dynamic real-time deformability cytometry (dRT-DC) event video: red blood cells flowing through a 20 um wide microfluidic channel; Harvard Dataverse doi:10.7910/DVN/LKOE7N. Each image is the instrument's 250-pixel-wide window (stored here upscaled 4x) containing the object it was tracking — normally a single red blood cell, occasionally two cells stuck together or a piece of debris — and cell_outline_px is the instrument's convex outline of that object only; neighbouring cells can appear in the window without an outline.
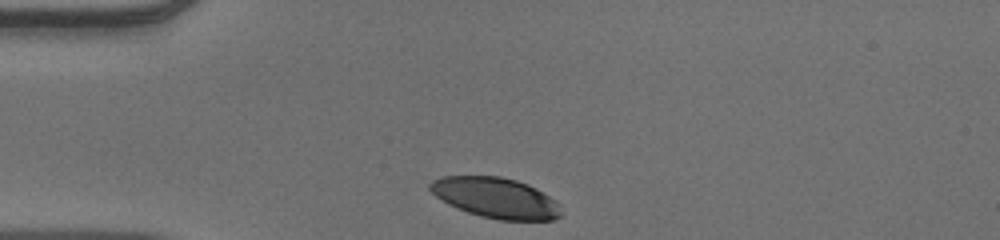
{"species": "human", "species_latin": "Homo sapiens", "temperature_condition": "warm", "stored_images_in_passage": 31, "camera_frame_rate_fps": 3000, "um_per_image_px": 0.085, "donor": {"sex": "male"}, "frame": {"image": 1, "passage_image": 1, "time_ms": 0.0, "image_size_px": [1000, 240], "cell_outline_px": [[560, 216], [552, 220], [500, 220], [480, 216], [456, 208], [448, 204], [436, 196], [428, 188], [428, 184], [432, 180], [440, 176], [500, 176], [516, 180], [528, 184], [536, 188], [556, 200], [560, 204]], "centroid_in_image_um": [42.13, 16.81], "position_along_channel_um": 42.9, "area_um2": 31.04}}
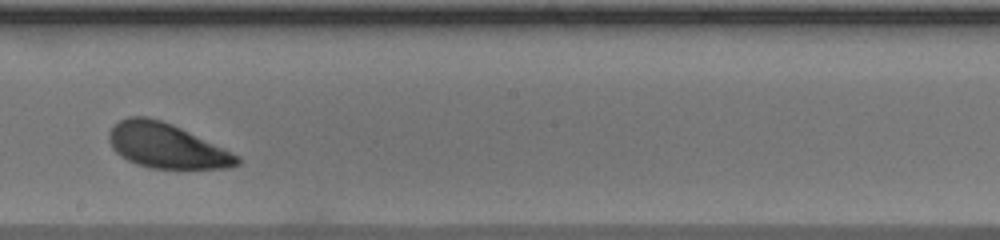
{"frame": {"image": 2, "passage_image": 18, "time_ms": 5.667, "image_size_px": [1000, 240], "cell_outline_px": [[240, 164], [228, 168], [148, 168], [136, 164], [128, 160], [116, 152], [112, 148], [108, 140], [108, 132], [112, 124], [128, 116], [144, 116], [160, 120], [172, 124], [224, 148], [240, 156]], "centroid_in_image_um": [14.12, 12.39], "position_along_channel_um": 234.1, "area_um2": 33.41}}
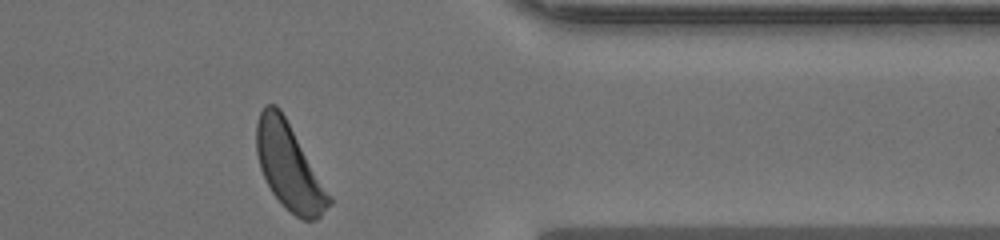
{"frame": {"image": 3, "passage_image": 31, "time_ms": 10.0, "image_size_px": [1000, 240], "cell_outline_px": [[332, 204], [316, 220], [304, 220], [296, 216], [284, 208], [272, 192], [260, 168], [256, 152], [256, 124], [260, 112], [264, 104], [276, 104], [280, 108], [332, 200]], "centroid_in_image_um": [24.53, 14.16], "position_along_channel_um": 386.9, "area_um2": 35.66}, "authors_computed_cell_mechanics": {"area_um2": 33.6396, "velocity_mm_per_s": 3.8653, "shape_relaxation_time_tau1_ms": 0.9261, "shape_relaxation_time_tau2_ms": 7.5567, "deformation_change_tau1": 0.0911, "deformation_change_tau2": 0.1886}}